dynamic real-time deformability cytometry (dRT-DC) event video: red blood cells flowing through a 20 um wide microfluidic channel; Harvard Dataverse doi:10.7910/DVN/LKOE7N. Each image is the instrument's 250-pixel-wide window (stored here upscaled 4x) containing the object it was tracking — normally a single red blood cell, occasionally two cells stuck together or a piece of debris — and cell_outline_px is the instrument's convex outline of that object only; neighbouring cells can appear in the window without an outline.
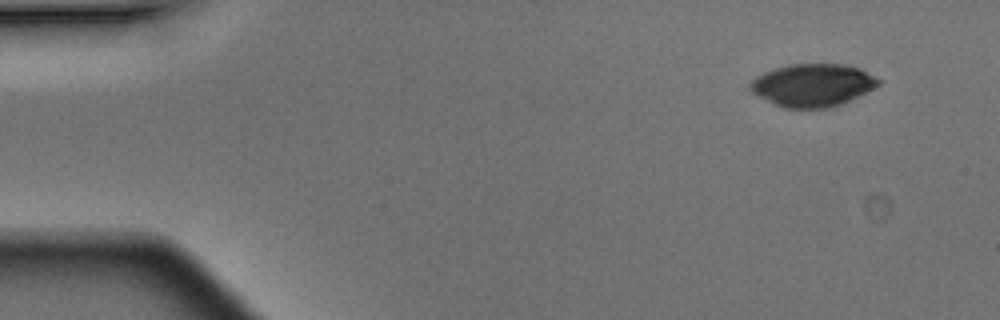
{"species": "Egyptian fruit bat (a non-hibernating species)", "species_latin": "Rousettus aegyptiacus", "temperature_condition": "warm", "stored_images_in_passage": 4, "camera_frame_rate_fps": 3000, "um_per_image_px": 0.085, "animal": {"sex": "male"}, "frame": {"image": 1, "passage_image": 1, "time_ms": 0.0, "image_size_px": [1000, 320], "cell_outline_px": [[880, 84], [840, 104], [828, 108], [784, 108], [752, 92], [748, 88], [748, 84], [756, 76], [764, 72], [788, 64], [848, 64], [860, 68], [880, 80]], "centroid_in_image_um": [69.04, 7.22], "position_along_channel_um": 16.0, "area_um2": 31.56}}
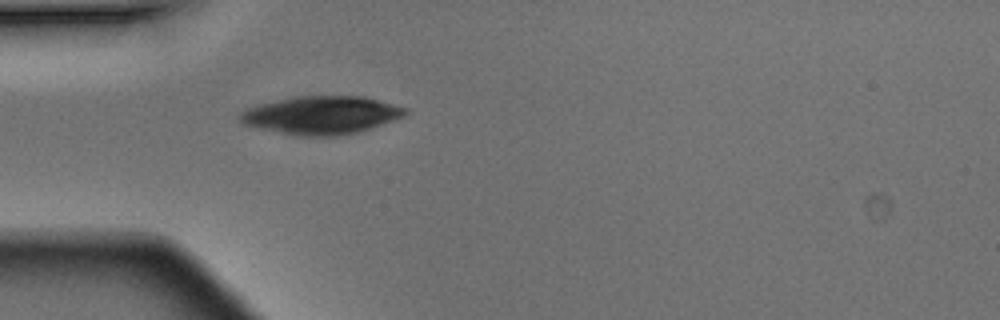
{"frame": {"image": 2, "passage_image": 4, "time_ms": 1.0, "image_size_px": [1000, 320], "cell_outline_px": [[408, 112], [404, 116], [356, 132], [336, 136], [292, 136], [244, 124], [236, 120], [236, 116], [240, 112], [248, 108], [260, 104], [296, 96], [364, 96], [408, 108]], "centroid_in_image_um": [27.26, 9.79], "position_along_channel_um": 57.7, "area_um2": 36.59}}